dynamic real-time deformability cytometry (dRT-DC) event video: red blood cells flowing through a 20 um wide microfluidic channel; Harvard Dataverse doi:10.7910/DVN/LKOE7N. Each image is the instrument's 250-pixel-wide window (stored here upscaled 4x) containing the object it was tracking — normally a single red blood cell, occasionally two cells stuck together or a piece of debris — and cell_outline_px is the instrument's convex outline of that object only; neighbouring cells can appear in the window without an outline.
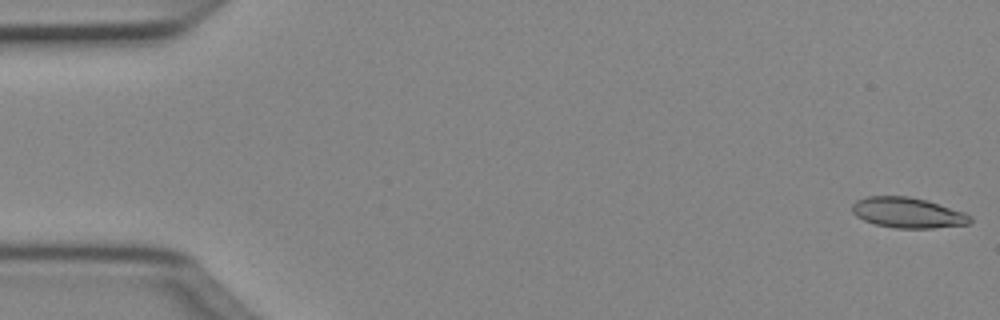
{"species": "Egyptian fruit bat (a non-hibernating species)", "species_latin": "Rousettus aegyptiacus", "temperature_condition": "cold", "stored_images_in_passage": 50, "camera_frame_rate_fps": 3000, "um_per_image_px": 0.085, "animal": {"sex": "female"}, "frame": {"image": 1, "passage_image": 1, "time_ms": 0.0, "image_size_px": [1000, 320], "cell_outline_px": [[972, 220], [968, 224], [932, 228], [896, 228], [876, 224], [864, 220], [856, 216], [852, 212], [852, 204], [856, 200], [868, 196], [908, 196], [928, 200], [964, 212], [972, 216]], "centroid_in_image_um": [77.16, 18.07], "position_along_channel_um": 7.8, "area_um2": 20.98}}
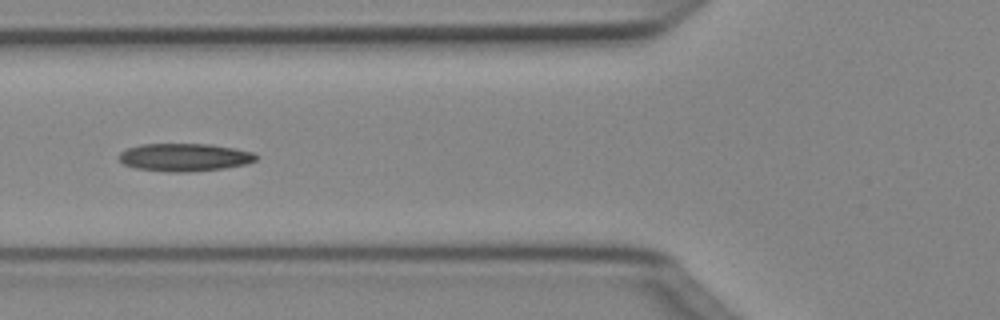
{"frame": {"image": 2, "passage_image": 19, "time_ms": 6.0, "image_size_px": [1000, 320], "cell_outline_px": [[256, 160], [244, 164], [224, 168], [184, 172], [168, 172], [136, 168], [124, 164], [120, 160], [120, 152], [128, 148], [140, 144], [208, 144], [236, 148], [252, 152], [256, 156]], "centroid_in_image_um": [15.67, 13.36], "position_along_channel_um": 110.1, "area_um2": 22.02}}
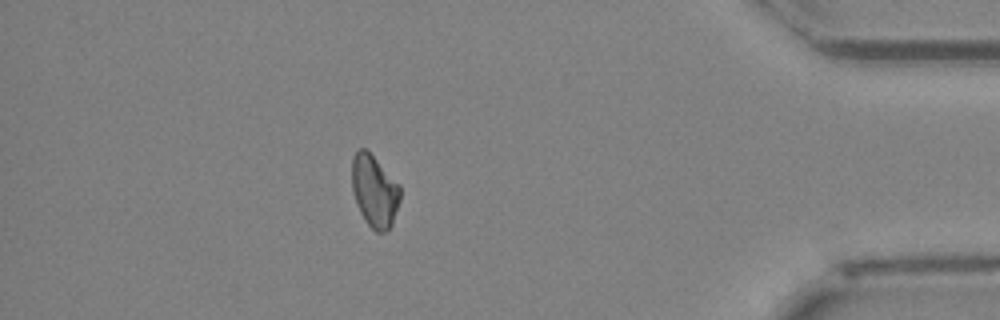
{"frame": {"image": 3, "passage_image": 44, "time_ms": 14.333, "image_size_px": [1000, 320], "cell_outline_px": [[400, 200], [392, 224], [384, 232], [376, 232], [364, 220], [356, 204], [352, 192], [352, 156], [360, 148], [368, 148], [400, 184]], "centroid_in_image_um": [31.83, 16.19], "position_along_channel_um": 403.4, "area_um2": 20.69}, "authors_computed_cell_mechanics": {"area_um2": 21.1548, "velocity_mm_per_s": 4.0392, "shape_relaxation_time_tau1_ms": 4.2401, "shape_relaxation_time_tau2_ms": 5.5633, "deformation_change_tau1": 0.1339, "deformation_change_tau2": 0.1575}}